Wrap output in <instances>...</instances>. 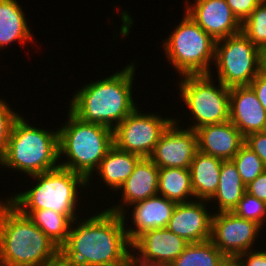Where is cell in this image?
I'll return each mask as SVG.
<instances>
[{
	"instance_id": "cell-1",
	"label": "cell",
	"mask_w": 266,
	"mask_h": 266,
	"mask_svg": "<svg viewBox=\"0 0 266 266\" xmlns=\"http://www.w3.org/2000/svg\"><path fill=\"white\" fill-rule=\"evenodd\" d=\"M126 218L108 209L84 220L75 218L67 242L60 248L68 266H132Z\"/></svg>"
},
{
	"instance_id": "cell-2",
	"label": "cell",
	"mask_w": 266,
	"mask_h": 266,
	"mask_svg": "<svg viewBox=\"0 0 266 266\" xmlns=\"http://www.w3.org/2000/svg\"><path fill=\"white\" fill-rule=\"evenodd\" d=\"M135 68L132 62L111 76L83 85L72 97L69 110L81 121L113 130L138 107L132 95Z\"/></svg>"
},
{
	"instance_id": "cell-3",
	"label": "cell",
	"mask_w": 266,
	"mask_h": 266,
	"mask_svg": "<svg viewBox=\"0 0 266 266\" xmlns=\"http://www.w3.org/2000/svg\"><path fill=\"white\" fill-rule=\"evenodd\" d=\"M5 200L0 201V266H37L54 257L60 248Z\"/></svg>"
},
{
	"instance_id": "cell-4",
	"label": "cell",
	"mask_w": 266,
	"mask_h": 266,
	"mask_svg": "<svg viewBox=\"0 0 266 266\" xmlns=\"http://www.w3.org/2000/svg\"><path fill=\"white\" fill-rule=\"evenodd\" d=\"M68 121L58 129L59 166L92 179L94 170L114 145L113 130L95 123L81 121L68 109ZM92 174V175H91Z\"/></svg>"
},
{
	"instance_id": "cell-5",
	"label": "cell",
	"mask_w": 266,
	"mask_h": 266,
	"mask_svg": "<svg viewBox=\"0 0 266 266\" xmlns=\"http://www.w3.org/2000/svg\"><path fill=\"white\" fill-rule=\"evenodd\" d=\"M60 162L58 130L34 127L20 115L13 124L6 150L0 157V166L32 176L54 170Z\"/></svg>"
},
{
	"instance_id": "cell-6",
	"label": "cell",
	"mask_w": 266,
	"mask_h": 266,
	"mask_svg": "<svg viewBox=\"0 0 266 266\" xmlns=\"http://www.w3.org/2000/svg\"><path fill=\"white\" fill-rule=\"evenodd\" d=\"M36 185L16 193L7 200L18 210H53L65 216H77L79 190L88 188V180L81 174L58 167L32 175Z\"/></svg>"
},
{
	"instance_id": "cell-7",
	"label": "cell",
	"mask_w": 266,
	"mask_h": 266,
	"mask_svg": "<svg viewBox=\"0 0 266 266\" xmlns=\"http://www.w3.org/2000/svg\"><path fill=\"white\" fill-rule=\"evenodd\" d=\"M171 33L162 46L169 64L179 76L210 74L216 41L185 12L182 21Z\"/></svg>"
},
{
	"instance_id": "cell-8",
	"label": "cell",
	"mask_w": 266,
	"mask_h": 266,
	"mask_svg": "<svg viewBox=\"0 0 266 266\" xmlns=\"http://www.w3.org/2000/svg\"><path fill=\"white\" fill-rule=\"evenodd\" d=\"M212 72L208 75H185L180 77L179 97L191 112L195 123L189 128L196 130L208 124H219L229 120L230 87L218 81L214 84ZM213 81V82H212Z\"/></svg>"
},
{
	"instance_id": "cell-9",
	"label": "cell",
	"mask_w": 266,
	"mask_h": 266,
	"mask_svg": "<svg viewBox=\"0 0 266 266\" xmlns=\"http://www.w3.org/2000/svg\"><path fill=\"white\" fill-rule=\"evenodd\" d=\"M215 67L224 86H245L261 71V50L240 32L216 41Z\"/></svg>"
},
{
	"instance_id": "cell-10",
	"label": "cell",
	"mask_w": 266,
	"mask_h": 266,
	"mask_svg": "<svg viewBox=\"0 0 266 266\" xmlns=\"http://www.w3.org/2000/svg\"><path fill=\"white\" fill-rule=\"evenodd\" d=\"M137 108L113 129V142L121 150L149 158L174 118L142 113Z\"/></svg>"
},
{
	"instance_id": "cell-11",
	"label": "cell",
	"mask_w": 266,
	"mask_h": 266,
	"mask_svg": "<svg viewBox=\"0 0 266 266\" xmlns=\"http://www.w3.org/2000/svg\"><path fill=\"white\" fill-rule=\"evenodd\" d=\"M259 230L262 231L257 223L239 218L233 212H216L210 240L225 256L237 257L254 249Z\"/></svg>"
},
{
	"instance_id": "cell-12",
	"label": "cell",
	"mask_w": 266,
	"mask_h": 266,
	"mask_svg": "<svg viewBox=\"0 0 266 266\" xmlns=\"http://www.w3.org/2000/svg\"><path fill=\"white\" fill-rule=\"evenodd\" d=\"M175 118L162 133L150 159L159 167H177L189 169L198 151L196 131L180 128Z\"/></svg>"
},
{
	"instance_id": "cell-13",
	"label": "cell",
	"mask_w": 266,
	"mask_h": 266,
	"mask_svg": "<svg viewBox=\"0 0 266 266\" xmlns=\"http://www.w3.org/2000/svg\"><path fill=\"white\" fill-rule=\"evenodd\" d=\"M189 244L167 228L148 230L132 243V266L173 263Z\"/></svg>"
},
{
	"instance_id": "cell-14",
	"label": "cell",
	"mask_w": 266,
	"mask_h": 266,
	"mask_svg": "<svg viewBox=\"0 0 266 266\" xmlns=\"http://www.w3.org/2000/svg\"><path fill=\"white\" fill-rule=\"evenodd\" d=\"M185 13L215 41L242 32V23L233 14L225 0H185Z\"/></svg>"
},
{
	"instance_id": "cell-15",
	"label": "cell",
	"mask_w": 266,
	"mask_h": 266,
	"mask_svg": "<svg viewBox=\"0 0 266 266\" xmlns=\"http://www.w3.org/2000/svg\"><path fill=\"white\" fill-rule=\"evenodd\" d=\"M208 200L177 203L167 229L188 243L207 241L211 238L213 214L207 208Z\"/></svg>"
},
{
	"instance_id": "cell-16",
	"label": "cell",
	"mask_w": 266,
	"mask_h": 266,
	"mask_svg": "<svg viewBox=\"0 0 266 266\" xmlns=\"http://www.w3.org/2000/svg\"><path fill=\"white\" fill-rule=\"evenodd\" d=\"M229 121L244 137L263 130L266 111L249 85L230 87Z\"/></svg>"
},
{
	"instance_id": "cell-17",
	"label": "cell",
	"mask_w": 266,
	"mask_h": 266,
	"mask_svg": "<svg viewBox=\"0 0 266 266\" xmlns=\"http://www.w3.org/2000/svg\"><path fill=\"white\" fill-rule=\"evenodd\" d=\"M195 131L198 151L223 161L232 160L245 143V137L229 120L204 125Z\"/></svg>"
},
{
	"instance_id": "cell-18",
	"label": "cell",
	"mask_w": 266,
	"mask_h": 266,
	"mask_svg": "<svg viewBox=\"0 0 266 266\" xmlns=\"http://www.w3.org/2000/svg\"><path fill=\"white\" fill-rule=\"evenodd\" d=\"M158 182L159 167L150 158H142L119 188V191H123V199H120L122 204L113 205L107 209L116 214L125 215L127 211L125 207L157 195Z\"/></svg>"
},
{
	"instance_id": "cell-19",
	"label": "cell",
	"mask_w": 266,
	"mask_h": 266,
	"mask_svg": "<svg viewBox=\"0 0 266 266\" xmlns=\"http://www.w3.org/2000/svg\"><path fill=\"white\" fill-rule=\"evenodd\" d=\"M176 202L168 200L164 196L155 195L146 200L132 204L131 210L134 228L130 226L125 232L128 240L133 243L140 235L148 230L167 228Z\"/></svg>"
},
{
	"instance_id": "cell-20",
	"label": "cell",
	"mask_w": 266,
	"mask_h": 266,
	"mask_svg": "<svg viewBox=\"0 0 266 266\" xmlns=\"http://www.w3.org/2000/svg\"><path fill=\"white\" fill-rule=\"evenodd\" d=\"M223 160L197 151L190 164L195 199L209 200L217 191Z\"/></svg>"
},
{
	"instance_id": "cell-21",
	"label": "cell",
	"mask_w": 266,
	"mask_h": 266,
	"mask_svg": "<svg viewBox=\"0 0 266 266\" xmlns=\"http://www.w3.org/2000/svg\"><path fill=\"white\" fill-rule=\"evenodd\" d=\"M25 16L17 0H0V48L15 41L32 43L34 38Z\"/></svg>"
},
{
	"instance_id": "cell-22",
	"label": "cell",
	"mask_w": 266,
	"mask_h": 266,
	"mask_svg": "<svg viewBox=\"0 0 266 266\" xmlns=\"http://www.w3.org/2000/svg\"><path fill=\"white\" fill-rule=\"evenodd\" d=\"M141 156L126 152L113 145L96 171L101 180L112 190H118L132 174Z\"/></svg>"
},
{
	"instance_id": "cell-23",
	"label": "cell",
	"mask_w": 266,
	"mask_h": 266,
	"mask_svg": "<svg viewBox=\"0 0 266 266\" xmlns=\"http://www.w3.org/2000/svg\"><path fill=\"white\" fill-rule=\"evenodd\" d=\"M245 192L246 185L242 182L234 162L222 161L217 191L208 202L212 200L211 203H218L217 212H232Z\"/></svg>"
},
{
	"instance_id": "cell-24",
	"label": "cell",
	"mask_w": 266,
	"mask_h": 266,
	"mask_svg": "<svg viewBox=\"0 0 266 266\" xmlns=\"http://www.w3.org/2000/svg\"><path fill=\"white\" fill-rule=\"evenodd\" d=\"M158 195L176 203L193 201L195 196L190 170L177 167L159 168Z\"/></svg>"
},
{
	"instance_id": "cell-25",
	"label": "cell",
	"mask_w": 266,
	"mask_h": 266,
	"mask_svg": "<svg viewBox=\"0 0 266 266\" xmlns=\"http://www.w3.org/2000/svg\"><path fill=\"white\" fill-rule=\"evenodd\" d=\"M27 215L32 222L59 248L68 239L72 221L79 216H65L53 210H19Z\"/></svg>"
},
{
	"instance_id": "cell-26",
	"label": "cell",
	"mask_w": 266,
	"mask_h": 266,
	"mask_svg": "<svg viewBox=\"0 0 266 266\" xmlns=\"http://www.w3.org/2000/svg\"><path fill=\"white\" fill-rule=\"evenodd\" d=\"M226 256L209 239L190 243L173 261L174 266H219Z\"/></svg>"
},
{
	"instance_id": "cell-27",
	"label": "cell",
	"mask_w": 266,
	"mask_h": 266,
	"mask_svg": "<svg viewBox=\"0 0 266 266\" xmlns=\"http://www.w3.org/2000/svg\"><path fill=\"white\" fill-rule=\"evenodd\" d=\"M232 161L246 186L266 170L261 158L245 143L240 147Z\"/></svg>"
},
{
	"instance_id": "cell-28",
	"label": "cell",
	"mask_w": 266,
	"mask_h": 266,
	"mask_svg": "<svg viewBox=\"0 0 266 266\" xmlns=\"http://www.w3.org/2000/svg\"><path fill=\"white\" fill-rule=\"evenodd\" d=\"M242 32L258 49L266 48V0L242 23Z\"/></svg>"
},
{
	"instance_id": "cell-29",
	"label": "cell",
	"mask_w": 266,
	"mask_h": 266,
	"mask_svg": "<svg viewBox=\"0 0 266 266\" xmlns=\"http://www.w3.org/2000/svg\"><path fill=\"white\" fill-rule=\"evenodd\" d=\"M239 218L257 223L261 228L266 222V202L245 192L232 211Z\"/></svg>"
},
{
	"instance_id": "cell-30",
	"label": "cell",
	"mask_w": 266,
	"mask_h": 266,
	"mask_svg": "<svg viewBox=\"0 0 266 266\" xmlns=\"http://www.w3.org/2000/svg\"><path fill=\"white\" fill-rule=\"evenodd\" d=\"M8 102L0 99V157L4 154L15 120L20 116L10 109Z\"/></svg>"
},
{
	"instance_id": "cell-31",
	"label": "cell",
	"mask_w": 266,
	"mask_h": 266,
	"mask_svg": "<svg viewBox=\"0 0 266 266\" xmlns=\"http://www.w3.org/2000/svg\"><path fill=\"white\" fill-rule=\"evenodd\" d=\"M233 14L243 23L263 0H225Z\"/></svg>"
},
{
	"instance_id": "cell-32",
	"label": "cell",
	"mask_w": 266,
	"mask_h": 266,
	"mask_svg": "<svg viewBox=\"0 0 266 266\" xmlns=\"http://www.w3.org/2000/svg\"><path fill=\"white\" fill-rule=\"evenodd\" d=\"M245 144L261 158L266 167V135L262 132L248 134L245 137Z\"/></svg>"
},
{
	"instance_id": "cell-33",
	"label": "cell",
	"mask_w": 266,
	"mask_h": 266,
	"mask_svg": "<svg viewBox=\"0 0 266 266\" xmlns=\"http://www.w3.org/2000/svg\"><path fill=\"white\" fill-rule=\"evenodd\" d=\"M238 259L242 266H266V251L252 249L250 251L239 254ZM246 258V259H244Z\"/></svg>"
},
{
	"instance_id": "cell-34",
	"label": "cell",
	"mask_w": 266,
	"mask_h": 266,
	"mask_svg": "<svg viewBox=\"0 0 266 266\" xmlns=\"http://www.w3.org/2000/svg\"><path fill=\"white\" fill-rule=\"evenodd\" d=\"M246 192L266 202V170L246 186Z\"/></svg>"
},
{
	"instance_id": "cell-35",
	"label": "cell",
	"mask_w": 266,
	"mask_h": 266,
	"mask_svg": "<svg viewBox=\"0 0 266 266\" xmlns=\"http://www.w3.org/2000/svg\"><path fill=\"white\" fill-rule=\"evenodd\" d=\"M266 111V75L261 71L249 85Z\"/></svg>"
},
{
	"instance_id": "cell-36",
	"label": "cell",
	"mask_w": 266,
	"mask_h": 266,
	"mask_svg": "<svg viewBox=\"0 0 266 266\" xmlns=\"http://www.w3.org/2000/svg\"><path fill=\"white\" fill-rule=\"evenodd\" d=\"M37 266H68V262L59 251L54 257L42 262Z\"/></svg>"
},
{
	"instance_id": "cell-37",
	"label": "cell",
	"mask_w": 266,
	"mask_h": 266,
	"mask_svg": "<svg viewBox=\"0 0 266 266\" xmlns=\"http://www.w3.org/2000/svg\"><path fill=\"white\" fill-rule=\"evenodd\" d=\"M219 266H242L238 257L226 256Z\"/></svg>"
},
{
	"instance_id": "cell-38",
	"label": "cell",
	"mask_w": 266,
	"mask_h": 266,
	"mask_svg": "<svg viewBox=\"0 0 266 266\" xmlns=\"http://www.w3.org/2000/svg\"><path fill=\"white\" fill-rule=\"evenodd\" d=\"M261 72L266 75V48L261 50Z\"/></svg>"
},
{
	"instance_id": "cell-39",
	"label": "cell",
	"mask_w": 266,
	"mask_h": 266,
	"mask_svg": "<svg viewBox=\"0 0 266 266\" xmlns=\"http://www.w3.org/2000/svg\"><path fill=\"white\" fill-rule=\"evenodd\" d=\"M145 266H174L173 263H154V264H148Z\"/></svg>"
},
{
	"instance_id": "cell-40",
	"label": "cell",
	"mask_w": 266,
	"mask_h": 266,
	"mask_svg": "<svg viewBox=\"0 0 266 266\" xmlns=\"http://www.w3.org/2000/svg\"><path fill=\"white\" fill-rule=\"evenodd\" d=\"M264 135H266V121H265V124H264V127H263V130L261 131Z\"/></svg>"
}]
</instances>
